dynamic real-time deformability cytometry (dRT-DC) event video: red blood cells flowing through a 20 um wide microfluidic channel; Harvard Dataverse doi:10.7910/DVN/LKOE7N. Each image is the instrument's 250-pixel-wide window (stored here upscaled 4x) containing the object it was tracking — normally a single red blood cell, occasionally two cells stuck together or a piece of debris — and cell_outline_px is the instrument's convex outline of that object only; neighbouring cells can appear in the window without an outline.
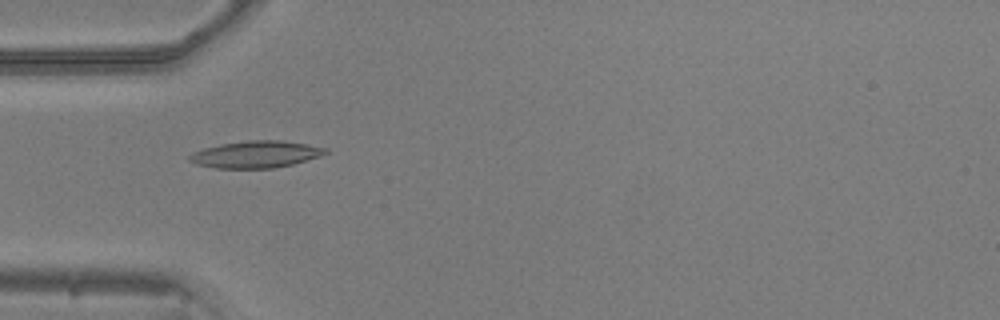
{"species": "common noctule bat (a hibernating species)", "species_latin": "Nyctalus noctula", "temperature_condition": "warm", "stored_images_in_passage": 52, "camera_frame_rate_fps": 3000, "um_per_image_px": 0.085, "animal": {"sex": "male", "body_mass_g": 20.5, "forearm_length_mm": 52.5}, "frame": {"image": 1, "passage_image": 16, "time_ms": 5.0, "image_size_px": [1000, 320], "cell_outline_px": [[328, 152], [320, 156], [292, 164], [272, 168], [216, 168], [196, 164], [188, 160], [188, 156], [192, 152], [204, 148], [220, 144], [248, 140], [280, 140], [328, 148]], "centroid_in_image_um": [21.71, 13.12], "position_along_channel_um": 63.3, "area_um2": 21.21}}
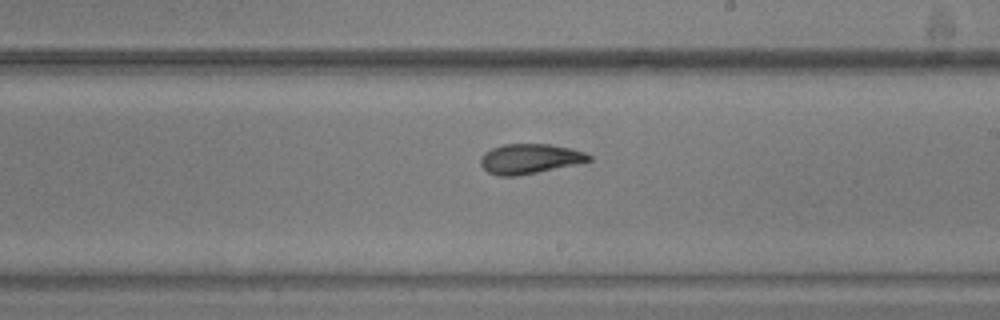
{"frame": {"image": 2, "passage_image": 30, "time_ms": 9.667, "image_size_px": [1000, 320], "cell_outline_px": [[592, 160], [576, 164], [516, 176], [496, 176], [488, 172], [480, 164], [480, 156], [484, 152], [492, 148], [504, 144], [548, 144], [572, 148], [584, 152], [592, 156]], "centroid_in_image_um": [45.0, 13.49], "position_along_channel_um": 244.0, "area_um2": 18.84}}
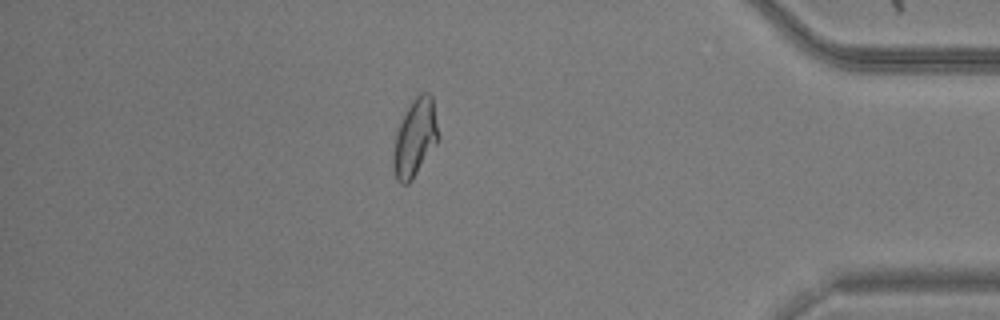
{"frame": {"image": 3, "passage_image": 45, "time_ms": 14.667, "image_size_px": [1000, 320], "cell_outline_px": [[440, 136], [436, 144], [412, 180], [408, 184], [400, 184], [396, 180], [392, 168], [392, 156], [396, 132], [412, 100], [420, 92], [428, 92], [432, 96]], "centroid_in_image_um": [35.27, 11.74], "position_along_channel_um": 399.9, "area_um2": 20.46}, "authors_computed_cell_mechanics": {"area_um2": 19.7387, "velocity_mm_per_s": 3.8727, "shape_relaxation_time_tau1_ms": 4.5023, "shape_relaxation_time_tau2_ms": 2.326, "deformation_change_tau1": 0.1316, "deformation_change_tau2": 0.0899}}